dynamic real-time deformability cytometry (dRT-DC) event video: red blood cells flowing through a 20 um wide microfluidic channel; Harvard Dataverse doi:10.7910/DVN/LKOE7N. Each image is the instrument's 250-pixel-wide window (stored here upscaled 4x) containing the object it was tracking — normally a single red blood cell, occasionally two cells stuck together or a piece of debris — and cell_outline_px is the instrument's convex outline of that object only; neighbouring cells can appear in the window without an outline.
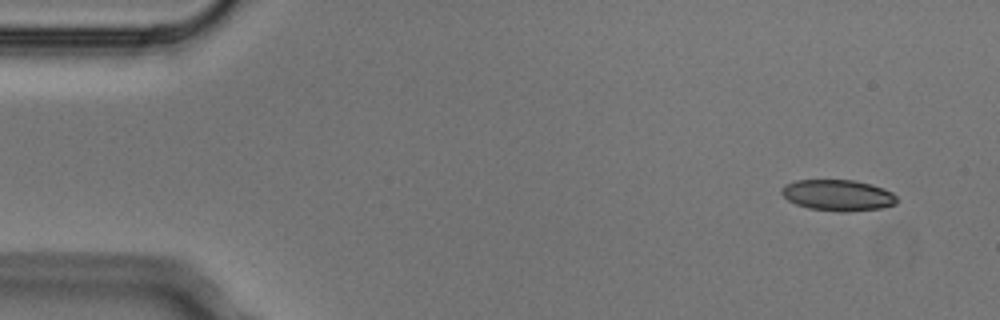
{"species": "Egyptian fruit bat (a non-hibernating species)", "species_latin": "Rousettus aegyptiacus", "temperature_condition": "cold", "stored_images_in_passage": 5, "camera_frame_rate_fps": 3000, "um_per_image_px": 0.085, "animal": {"sex": "male"}, "frame": {"image": 1, "passage_image": 1, "time_ms": 0.0, "image_size_px": [1000, 320], "cell_outline_px": [[896, 204], [880, 208], [844, 212], [840, 212], [808, 208], [796, 204], [788, 200], [780, 192], [780, 188], [784, 184], [796, 180], [856, 180], [872, 184], [884, 188], [892, 192], [896, 196]], "centroid_in_image_um": [71.2, 16.58], "position_along_channel_um": 13.8, "area_um2": 21.04}}
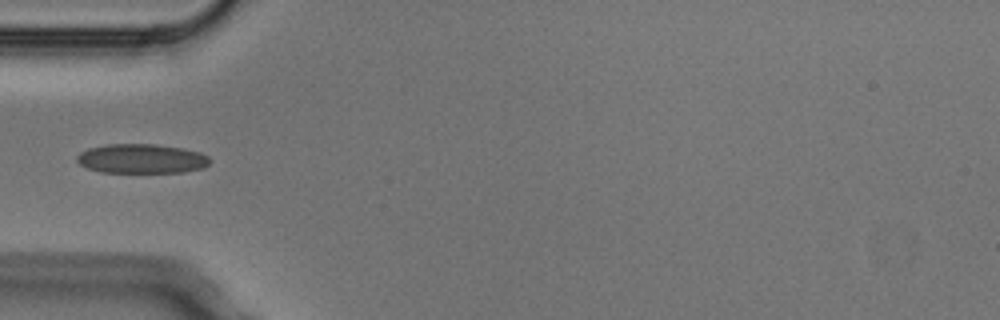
{"frame": {"image": 2, "passage_image": 4, "time_ms": 1.0, "image_size_px": [1000, 320], "cell_outline_px": [[208, 164], [204, 168], [184, 172], [100, 172], [88, 168], [80, 164], [76, 160], [76, 156], [80, 152], [88, 148], [108, 144], [156, 144], [180, 148], [200, 152], [208, 156]], "centroid_in_image_um": [12.01, 13.49], "position_along_channel_um": 73.0, "area_um2": 22.72}}
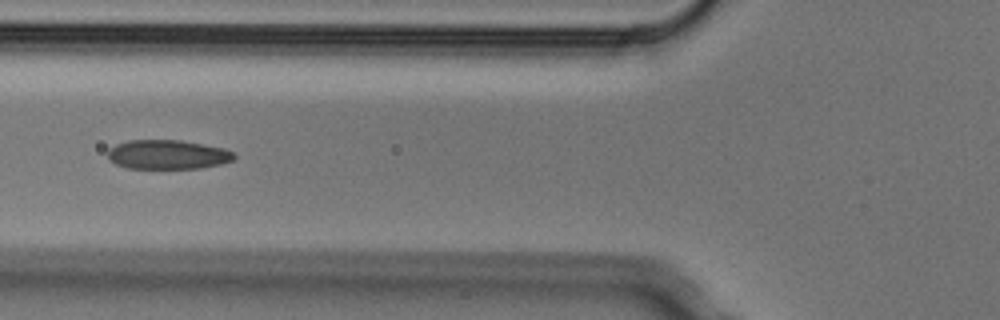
{"frame": {"image": 3, "passage_image": 5, "time_ms": 1.333, "image_size_px": [1000, 320], "cell_outline_px": [[236, 156], [232, 160], [220, 164], [200, 168], [128, 168], [116, 164], [108, 160], [108, 148], [116, 144], [128, 140], [180, 140], [204, 144], [224, 148], [232, 152]], "centroid_in_image_um": [14.22, 13.13], "position_along_channel_um": 111.6, "area_um2": 21.56}}